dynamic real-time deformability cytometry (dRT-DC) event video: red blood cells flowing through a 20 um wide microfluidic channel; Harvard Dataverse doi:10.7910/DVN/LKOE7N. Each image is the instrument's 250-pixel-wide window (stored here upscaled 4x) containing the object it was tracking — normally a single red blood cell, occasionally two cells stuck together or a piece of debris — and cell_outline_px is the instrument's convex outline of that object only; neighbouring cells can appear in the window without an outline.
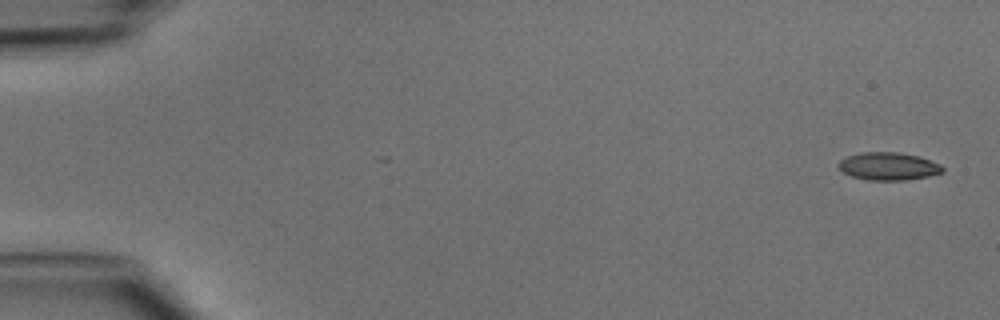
{"species": "common noctule bat (a hibernating species)", "species_latin": "Nyctalus noctula", "temperature_condition": "cold", "stored_images_in_passage": 5, "camera_frame_rate_fps": 3000, "um_per_image_px": 0.085, "animal": {"sex": "male", "body_mass_g": 15.6}, "frame": {"image": 1, "passage_image": 1, "time_ms": 0.0, "image_size_px": [1000, 320], "cell_outline_px": [[944, 172], [928, 176], [904, 180], [868, 180], [852, 176], [844, 172], [836, 164], [840, 160], [848, 156], [860, 152], [900, 152], [916, 156], [940, 164], [944, 168]], "centroid_in_image_um": [75.5, 14.13], "position_along_channel_um": 9.5, "area_um2": 16.7}}